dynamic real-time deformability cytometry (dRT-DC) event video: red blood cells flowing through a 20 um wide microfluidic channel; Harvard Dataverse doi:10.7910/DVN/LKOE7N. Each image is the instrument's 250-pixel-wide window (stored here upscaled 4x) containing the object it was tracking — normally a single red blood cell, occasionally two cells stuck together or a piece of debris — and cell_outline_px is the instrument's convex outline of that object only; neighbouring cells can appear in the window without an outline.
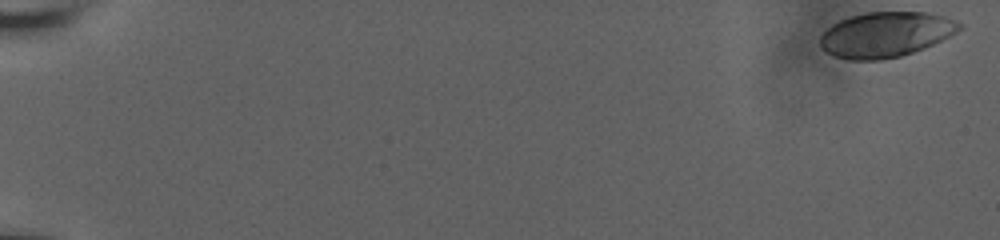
{"species": "human", "species_latin": "Homo sapiens", "temperature_condition": "room temperature", "stored_images_in_passage": 57, "camera_frame_rate_fps": 3000, "um_per_image_px": 0.085, "donor": {"sex": "male"}, "frame": {"image": 1, "passage_image": 1, "time_ms": 0.0, "image_size_px": [1000, 240], "cell_outline_px": [[964, 28], [924, 48], [900, 56], [880, 60], [848, 60], [836, 56], [820, 48], [820, 36], [832, 24], [840, 20], [852, 16], [868, 12], [924, 12], [944, 16], [956, 20], [964, 24]], "centroid_in_image_um": [75.3, 2.93], "position_along_channel_um": 9.7, "area_um2": 36.53}}
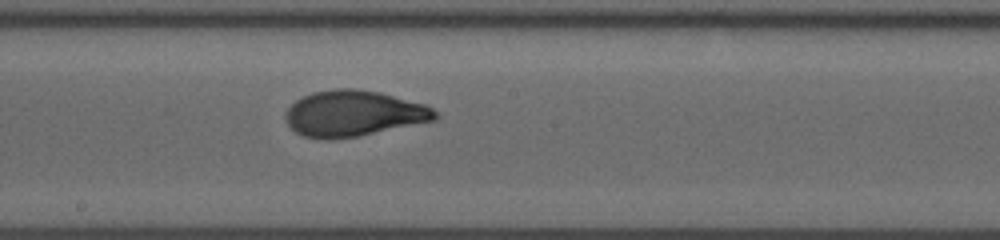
{"frame": {"image": 2, "passage_image": 34, "time_ms": 11.0, "image_size_px": [1000, 240], "cell_outline_px": [[440, 116], [436, 120], [356, 136], [328, 140], [304, 136], [296, 132], [288, 124], [284, 116], [288, 108], [296, 100], [312, 92], [336, 88], [356, 88], [380, 92], [424, 104], [432, 108]], "centroid_in_image_um": [30.05, 9.63], "position_along_channel_um": 218.1, "area_um2": 39.82}}
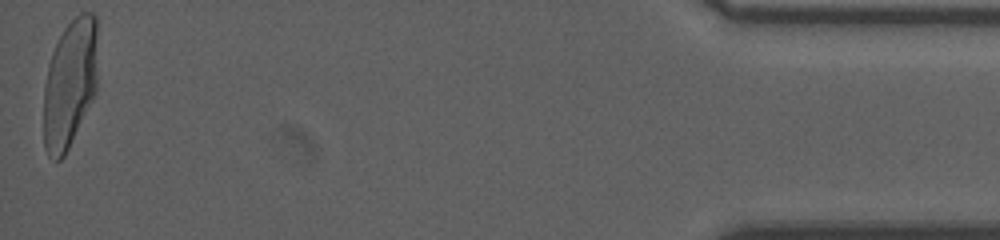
{"frame": {"image": 3, "passage_image": 57, "time_ms": 18.667, "image_size_px": [1000, 240], "cell_outline_px": [[96, 92], [64, 156], [56, 164], [48, 156], [44, 148], [44, 84], [48, 64], [52, 52], [64, 28], [80, 12], [92, 12], [96, 16]], "centroid_in_image_um": [5.91, 7.13], "position_along_channel_um": 429.3, "area_um2": 40.52}, "authors_computed_cell_mechanics": {"area_um2": 38.8994, "velocity_mm_per_s": 3.819, "shape_relaxation_time_tau1_ms": 5.5549, "shape_relaxation_time_tau2_ms": null, "deformation_change_tau1": 0.2386, "deformation_change_tau2": null}}